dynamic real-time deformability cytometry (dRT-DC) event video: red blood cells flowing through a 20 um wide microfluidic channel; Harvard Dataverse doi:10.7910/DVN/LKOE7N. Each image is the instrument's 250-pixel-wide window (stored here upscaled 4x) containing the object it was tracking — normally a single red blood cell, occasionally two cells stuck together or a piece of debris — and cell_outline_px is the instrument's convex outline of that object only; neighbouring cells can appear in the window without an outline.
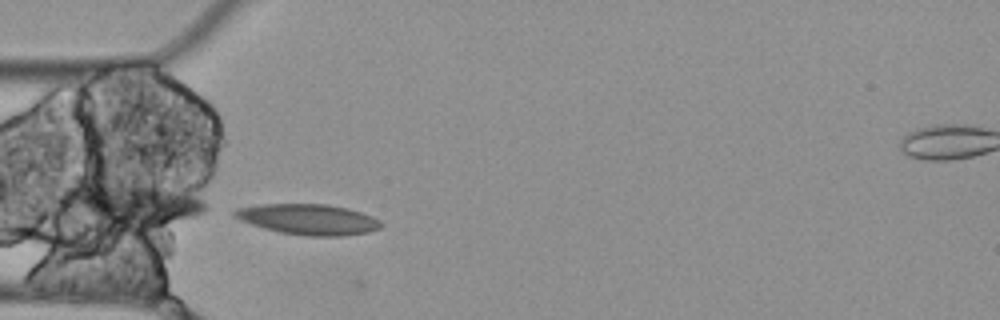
{"species": "Egyptian fruit bat (a non-hibernating species)", "species_latin": "Rousettus aegyptiacus", "temperature_condition": "cold", "stored_images_in_passage": 3, "camera_frame_rate_fps": 3000, "um_per_image_px": 0.085, "animal": {"sex": "female"}, "frame": {"image": 1, "passage_image": 2, "time_ms": 0.333, "image_size_px": [1000, 320], "cell_outline_px": [[384, 224], [380, 228], [368, 232], [344, 236], [308, 236], [280, 232], [264, 228], [240, 220], [232, 216], [232, 212], [236, 208], [260, 204], [328, 204], [348, 208], [372, 216], [380, 220]], "centroid_in_image_um": [26.21, 18.64], "position_along_channel_um": 58.8, "area_um2": 26.24}}